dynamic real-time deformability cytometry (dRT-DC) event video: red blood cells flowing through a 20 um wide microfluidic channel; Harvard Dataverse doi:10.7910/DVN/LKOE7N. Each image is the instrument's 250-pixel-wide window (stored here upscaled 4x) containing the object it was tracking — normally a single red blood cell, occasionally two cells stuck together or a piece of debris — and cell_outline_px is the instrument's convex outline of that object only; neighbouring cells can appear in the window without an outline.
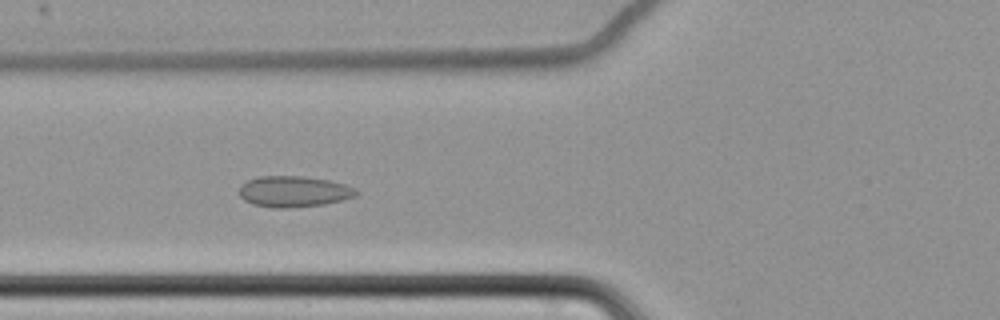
{"species": "common noctule bat (a hibernating species)", "species_latin": "Nyctalus noctula", "temperature_condition": "cold", "stored_images_in_passage": 64, "camera_frame_rate_fps": 3000, "um_per_image_px": 0.085, "animal": {"sex": "female", "body_mass_g": 22.7, "forearm_length_mm": 54.2}, "frame": {"image": 1, "passage_image": 27, "time_ms": 8.667, "image_size_px": [1000, 320], "cell_outline_px": [[360, 192], [356, 196], [324, 204], [288, 208], [272, 208], [252, 204], [244, 200], [240, 196], [240, 184], [248, 180], [260, 176], [300, 176], [328, 180], [344, 184], [356, 188]], "centroid_in_image_um": [24.96, 16.28], "position_along_channel_um": 100.8, "area_um2": 21.15}}
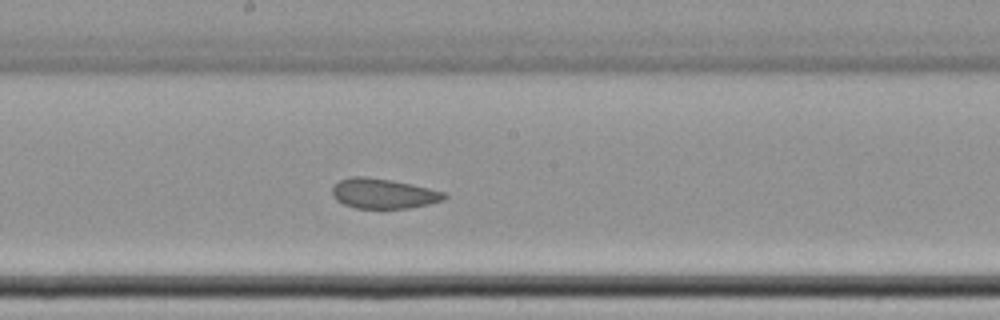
{"frame": {"image": 2, "passage_image": 37, "time_ms": 12.0, "image_size_px": [1000, 320], "cell_outline_px": [[448, 196], [444, 200], [428, 204], [408, 208], [352, 208], [336, 200], [332, 196], [332, 188], [340, 180], [352, 176], [364, 176], [392, 180], [412, 184], [444, 192]], "centroid_in_image_um": [32.57, 16.45], "position_along_channel_um": 215.6, "area_um2": 19.59}}
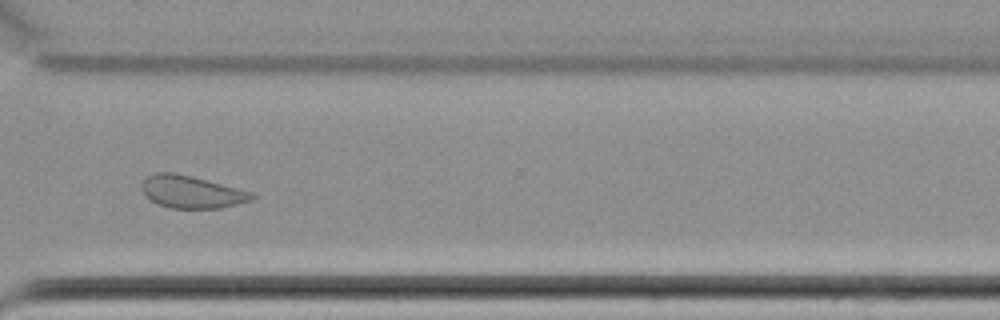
{"frame": {"image": 3, "passage_image": 49, "time_ms": 16.0, "image_size_px": [1000, 320], "cell_outline_px": [[256, 196], [252, 200], [220, 208], [172, 208], [160, 204], [152, 200], [144, 192], [144, 180], [148, 176], [156, 172], [176, 172], [256, 192]], "centroid_in_image_um": [16.38, 16.3], "position_along_channel_um": 354.2, "area_um2": 20.63}, "authors_computed_cell_mechanics": {"area_um2": 22.1663, "velocity_mm_per_s": 3.4475, "shape_relaxation_time_tau1_ms": null, "shape_relaxation_time_tau2_ms": 3.2473, "deformation_change_tau1": null, "deformation_change_tau2": 0.0947}}